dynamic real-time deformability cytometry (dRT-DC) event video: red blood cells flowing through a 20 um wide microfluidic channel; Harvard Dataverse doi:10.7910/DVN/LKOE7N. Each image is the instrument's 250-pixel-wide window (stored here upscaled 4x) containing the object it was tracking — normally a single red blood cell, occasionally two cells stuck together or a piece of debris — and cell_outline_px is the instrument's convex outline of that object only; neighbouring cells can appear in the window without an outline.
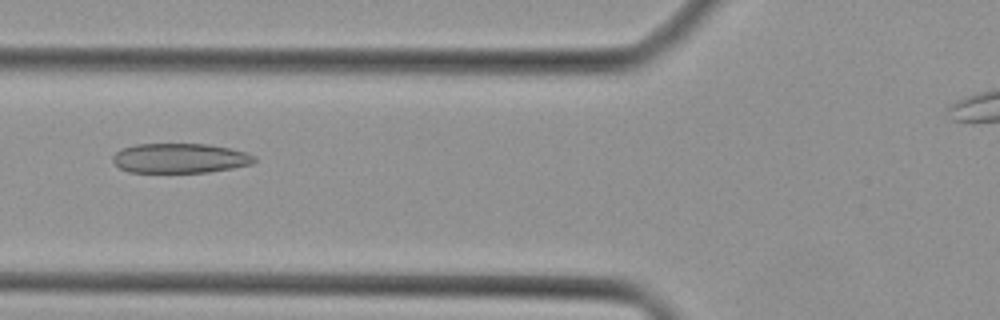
{"species": "Egyptian fruit bat (a non-hibernating species)", "species_latin": "Rousettus aegyptiacus", "temperature_condition": "cold", "stored_images_in_passage": 29, "camera_frame_rate_fps": 3000, "um_per_image_px": 0.085, "animal": {"sex": "female"}, "frame": {"image": 1, "passage_image": 6, "time_ms": 1.667, "image_size_px": [1000, 320], "cell_outline_px": [[256, 160], [252, 164], [232, 168], [208, 172], [128, 172], [120, 168], [112, 160], [112, 156], [120, 148], [136, 144], [208, 144], [232, 148], [256, 156]], "centroid_in_image_um": [15.29, 13.44], "position_along_channel_um": 110.5, "area_um2": 24.62}}
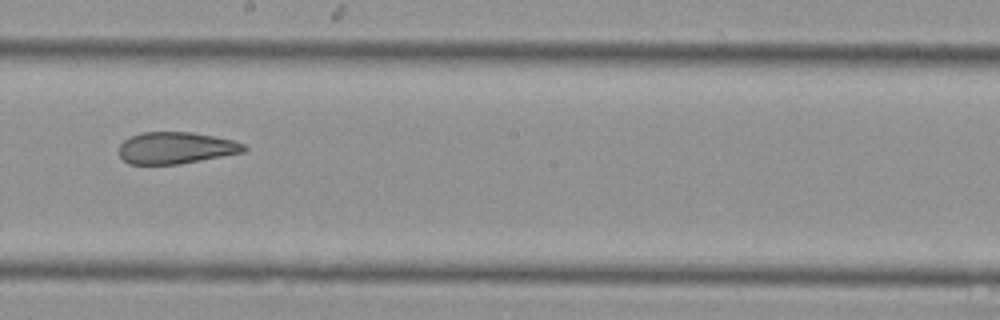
{"frame": {"image": 2, "passage_image": 14, "time_ms": 4.333, "image_size_px": [1000, 320], "cell_outline_px": [[248, 148], [244, 152], [180, 164], [128, 164], [120, 156], [120, 144], [124, 140], [140, 132], [192, 132], [232, 140], [244, 144]], "centroid_in_image_um": [14.95, 12.57], "position_along_channel_um": 233.3, "area_um2": 23.0}}
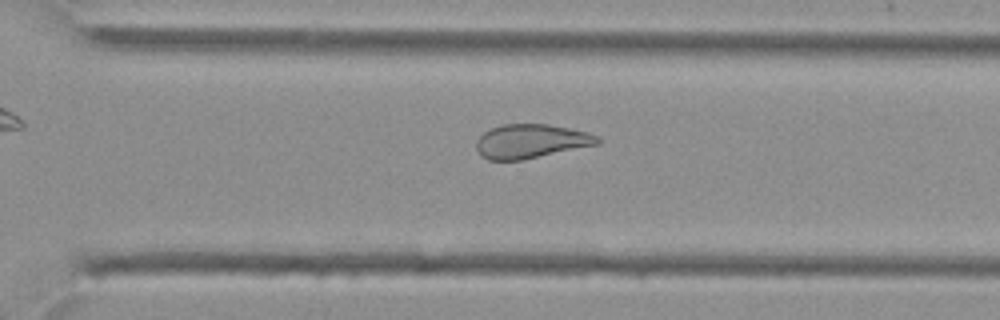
{"frame": {"image": 3, "passage_image": 20, "time_ms": 6.333, "image_size_px": [1000, 320], "cell_outline_px": [[600, 144], [524, 160], [488, 160], [480, 156], [476, 148], [476, 140], [484, 132], [500, 124], [548, 124], [568, 128], [584, 132], [596, 136], [600, 140]], "centroid_in_image_um": [45.09, 12.02], "position_along_channel_um": 325.5, "area_um2": 24.1}}